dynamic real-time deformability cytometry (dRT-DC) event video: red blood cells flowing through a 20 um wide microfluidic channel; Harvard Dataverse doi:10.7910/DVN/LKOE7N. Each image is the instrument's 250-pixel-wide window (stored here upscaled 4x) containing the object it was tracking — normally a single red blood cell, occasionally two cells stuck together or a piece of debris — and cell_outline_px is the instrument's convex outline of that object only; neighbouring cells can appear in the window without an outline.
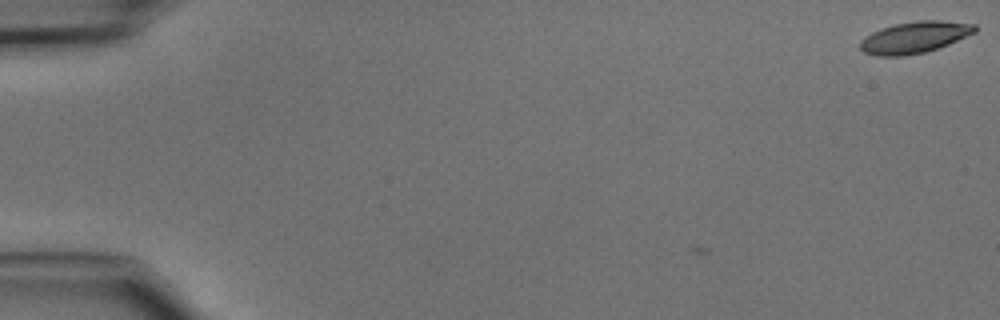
{"species": "common noctule bat (a hibernating species)", "species_latin": "Nyctalus noctula", "temperature_condition": "cold", "stored_images_in_passage": 3, "camera_frame_rate_fps": 3000, "um_per_image_px": 0.085, "animal": {"sex": "male", "body_mass_g": 15.6}, "frame": {"image": 1, "passage_image": 3, "time_ms": 0.667, "image_size_px": [1000, 320], "cell_outline_px": [[976, 32], [948, 44], [924, 52], [904, 56], [876, 56], [864, 52], [860, 48], [860, 40], [872, 32], [880, 28], [896, 24], [920, 20], [940, 20], [976, 24]], "centroid_in_image_um": [77.72, 3.17], "position_along_channel_um": 7.3, "area_um2": 20.98}}